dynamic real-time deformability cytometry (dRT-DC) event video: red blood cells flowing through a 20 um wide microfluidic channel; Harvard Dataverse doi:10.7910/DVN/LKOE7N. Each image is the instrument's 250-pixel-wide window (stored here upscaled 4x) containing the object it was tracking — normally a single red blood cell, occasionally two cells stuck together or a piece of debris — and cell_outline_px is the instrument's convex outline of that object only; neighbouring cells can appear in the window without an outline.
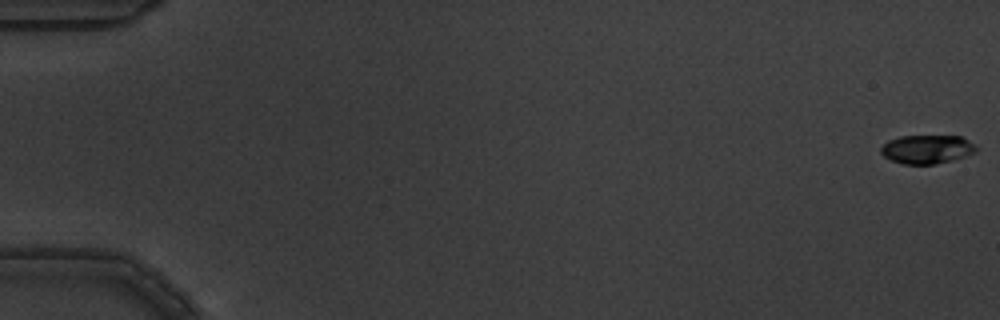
{"species": "common noctule bat (a hibernating species)", "species_latin": "Nyctalus noctula", "temperature_condition": "warm", "stored_images_in_passage": 12, "camera_frame_rate_fps": 3000, "um_per_image_px": 0.085, "animal": {"sex": "male", "body_mass_g": 19.5, "forearm_length_mm": 54.6}, "frame": {"image": 1, "passage_image": 1, "time_ms": 0.0, "image_size_px": [1000, 320], "cell_outline_px": [[976, 152], [952, 160], [936, 164], [904, 164], [892, 160], [884, 156], [880, 152], [880, 148], [888, 140], [900, 136], [960, 136], [976, 144]], "centroid_in_image_um": [78.79, 12.68], "position_along_channel_um": 6.2, "area_um2": 15.9}}
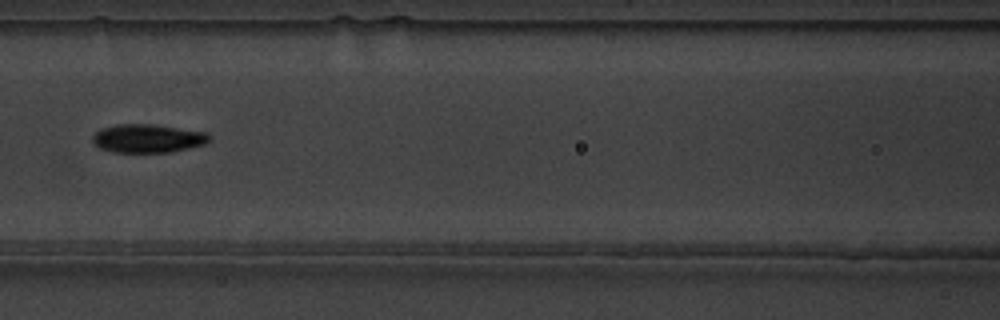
{"frame": {"image": 2, "passage_image": 8, "time_ms": 2.333, "image_size_px": [1000, 320], "cell_outline_px": [[212, 136], [204, 144], [172, 152], [112, 152], [100, 148], [92, 140], [92, 136], [96, 132], [104, 128], [116, 124], [152, 124], [208, 132]], "centroid_in_image_um": [12.58, 11.76], "position_along_channel_um": 154.0, "area_um2": 19.31}}
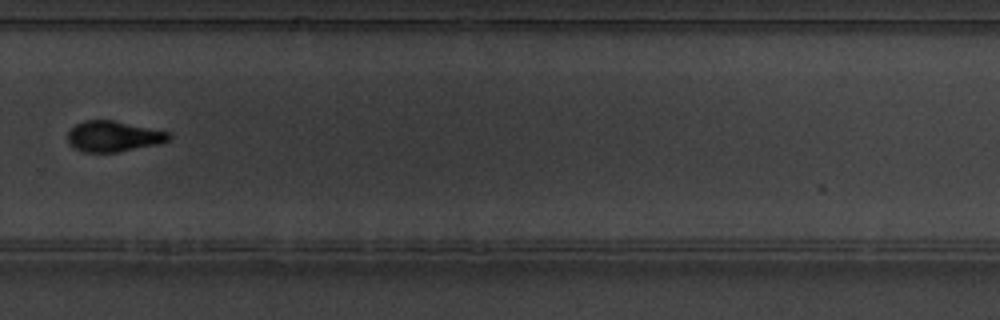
{"frame": {"image": 3, "passage_image": 12, "time_ms": 3.667, "image_size_px": [1000, 320], "cell_outline_px": [[172, 136], [168, 140], [160, 144], [116, 152], [84, 152], [76, 148], [68, 140], [68, 132], [76, 124], [84, 120], [112, 120], [168, 132]], "centroid_in_image_um": [9.65, 11.59], "position_along_channel_um": 320.1, "area_um2": 17.8}}